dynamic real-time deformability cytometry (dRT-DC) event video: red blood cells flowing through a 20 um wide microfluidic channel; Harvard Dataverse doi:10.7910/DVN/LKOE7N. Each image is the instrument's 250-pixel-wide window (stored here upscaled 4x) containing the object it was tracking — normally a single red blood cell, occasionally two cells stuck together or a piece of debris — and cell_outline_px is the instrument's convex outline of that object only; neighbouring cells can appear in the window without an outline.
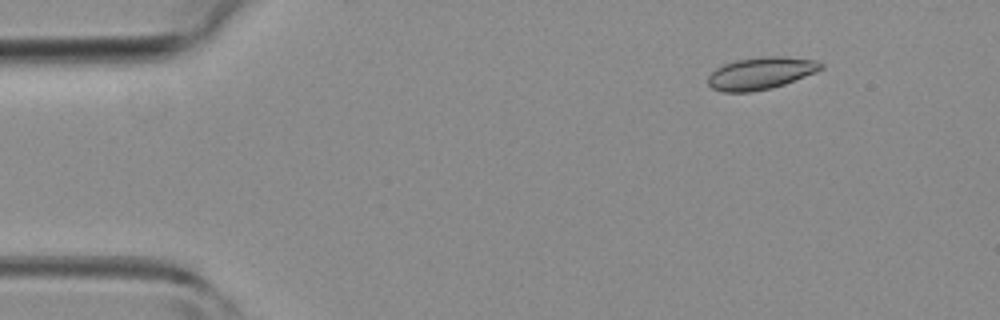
{"species": "common noctule bat (a hibernating species)", "species_latin": "Nyctalus noctula", "temperature_condition": "room temperature", "stored_images_in_passage": 4, "segment_of_instrument_passage": [2, 2], "camera_frame_rate_fps": 3000, "um_per_image_px": 0.085, "animal": {"sex": "female", "body_mass_g": 19.3, "forearm_length_mm": 54.1}, "frame": {"image": 1, "passage_image": 4, "time_ms": 4.333, "image_size_px": [1000, 320], "cell_outline_px": [[824, 68], [816, 72], [784, 84], [772, 88], [752, 92], [724, 92], [712, 88], [708, 84], [708, 76], [716, 68], [724, 64], [736, 60], [768, 56], [780, 56], [816, 60], [824, 64]], "centroid_in_image_um": [64.68, 6.23], "position_along_channel_um": 20.3, "area_um2": 21.15}}